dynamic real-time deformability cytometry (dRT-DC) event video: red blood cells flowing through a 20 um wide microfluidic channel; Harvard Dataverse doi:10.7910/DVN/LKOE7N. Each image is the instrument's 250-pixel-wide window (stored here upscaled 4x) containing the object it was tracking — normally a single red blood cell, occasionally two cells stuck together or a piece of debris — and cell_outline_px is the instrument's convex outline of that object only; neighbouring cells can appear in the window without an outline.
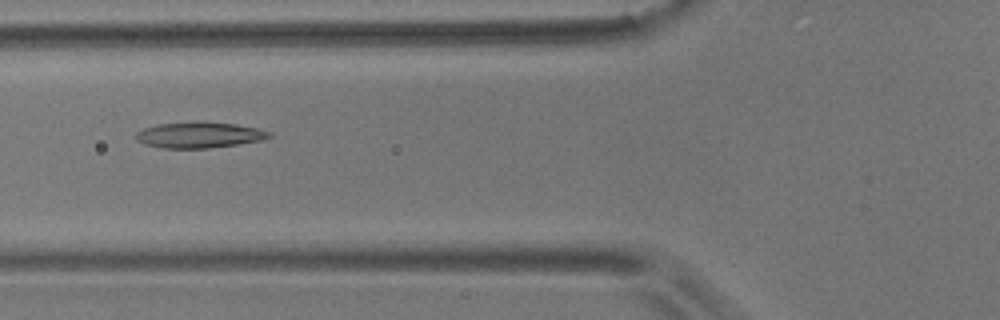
{"species": "common noctule bat (a hibernating species)", "species_latin": "Nyctalus noctula", "temperature_condition": "room temperature", "stored_images_in_passage": 6, "camera_frame_rate_fps": 3000, "um_per_image_px": 0.085, "animal": {"sex": "male", "body_mass_g": 17.9}, "frame": {"image": 1, "passage_image": 3, "time_ms": 0.667, "image_size_px": [1000, 320], "cell_outline_px": [[272, 136], [260, 140], [236, 144], [208, 148], [164, 148], [144, 144], [136, 140], [136, 132], [144, 128], [156, 124], [200, 120], [236, 124], [256, 128], [272, 132]], "centroid_in_image_um": [16.91, 11.45], "position_along_channel_um": 108.9, "area_um2": 20.29}}
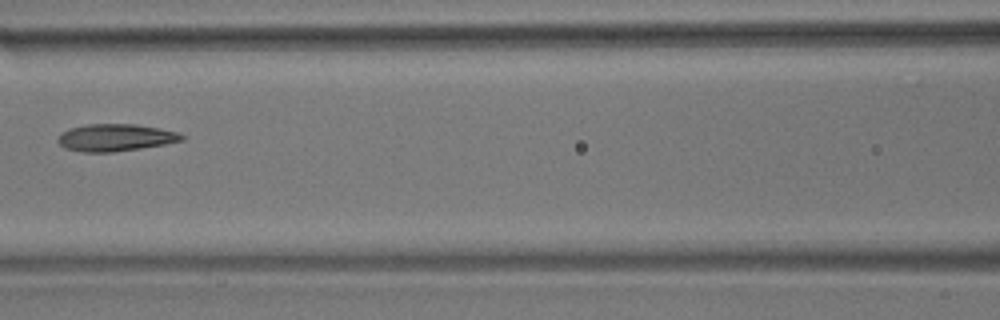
{"frame": {"image": 2, "passage_image": 4, "time_ms": 1.0, "image_size_px": [1000, 320], "cell_outline_px": [[184, 140], [164, 144], [140, 148], [112, 152], [84, 152], [64, 148], [56, 140], [60, 132], [72, 128], [88, 124], [136, 124], [160, 128], [176, 132], [184, 136]], "centroid_in_image_um": [9.78, 11.69], "position_along_channel_um": 156.8, "area_um2": 19.54}}
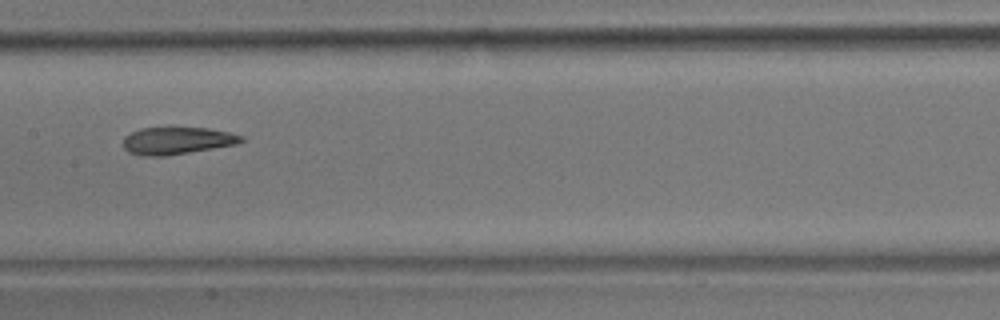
{"frame": {"image": 3, "passage_image": 5, "time_ms": 1.333, "image_size_px": [1000, 320], "cell_outline_px": [[244, 140], [236, 144], [164, 156], [140, 156], [128, 152], [124, 148], [124, 136], [140, 128], [208, 128], [228, 132], [244, 136]], "centroid_in_image_um": [15.02, 11.96], "position_along_channel_um": 192.4, "area_um2": 18.55}}